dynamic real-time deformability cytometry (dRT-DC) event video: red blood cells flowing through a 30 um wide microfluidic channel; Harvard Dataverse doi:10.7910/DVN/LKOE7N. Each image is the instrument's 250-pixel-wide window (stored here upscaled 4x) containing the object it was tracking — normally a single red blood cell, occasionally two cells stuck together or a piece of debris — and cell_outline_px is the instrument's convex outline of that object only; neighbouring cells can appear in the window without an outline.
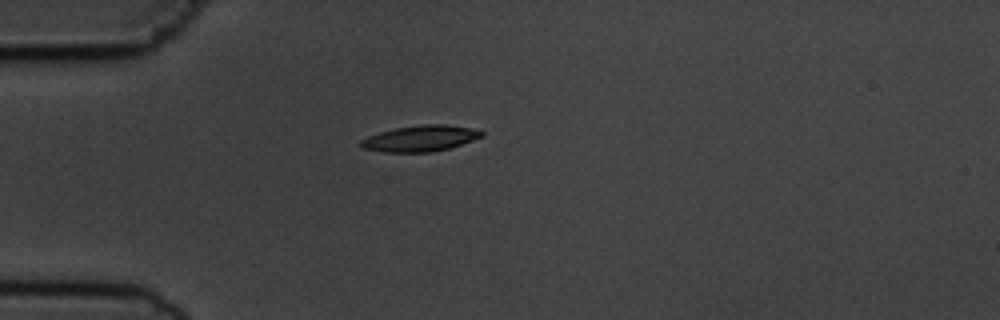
{"species": "common noctule bat (a hibernating species)", "species_latin": "Nyctalus noctula", "temperature_condition": "cold", "stored_images_in_passage": 6, "camera_frame_rate_fps": 3000, "um_per_image_px": 0.085, "animal": {"sex": "male", "body_mass_g": 19.5, "forearm_length_mm": 54.6}, "frame": {"image": 1, "passage_image": 6, "time_ms": 6.0, "image_size_px": [1000, 320], "cell_outline_px": [[484, 136], [448, 148], [432, 152], [384, 152], [360, 148], [360, 140], [368, 136], [380, 132], [396, 128], [420, 124], [444, 124], [472, 128], [484, 132]], "centroid_in_image_um": [35.7, 11.76], "position_along_channel_um": 49.3, "area_um2": 18.26}}